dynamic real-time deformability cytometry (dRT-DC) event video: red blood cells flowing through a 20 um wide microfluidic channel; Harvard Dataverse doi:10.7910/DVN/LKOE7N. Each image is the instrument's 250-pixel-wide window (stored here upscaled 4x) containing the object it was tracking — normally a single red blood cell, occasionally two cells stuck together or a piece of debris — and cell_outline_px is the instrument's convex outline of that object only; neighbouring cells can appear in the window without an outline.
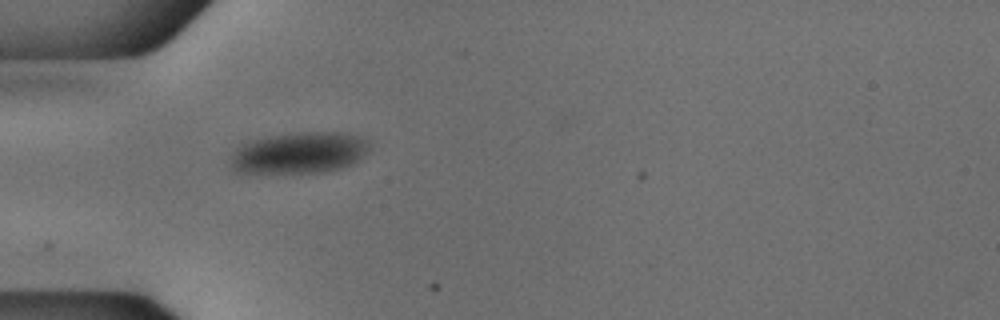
{"species": "common noctule bat (a hibernating species)", "species_latin": "Nyctalus noctula", "temperature_condition": "cold", "stored_images_in_passage": 31, "camera_frame_rate_fps": 3000, "um_per_image_px": 0.085, "animal": {"sex": "male", "body_mass_g": 18.8}, "frame": {"image": 1, "passage_image": 1, "time_ms": 0.0, "image_size_px": [1000, 320], "cell_outline_px": [[368, 148], [352, 164], [340, 168], [324, 172], [232, 172], [232, 156], [236, 148], [244, 144], [256, 140], [272, 136], [300, 132], [344, 132], [360, 136], [368, 140]], "centroid_in_image_um": [25.46, 12.98], "position_along_channel_um": 59.5, "area_um2": 32.77}}
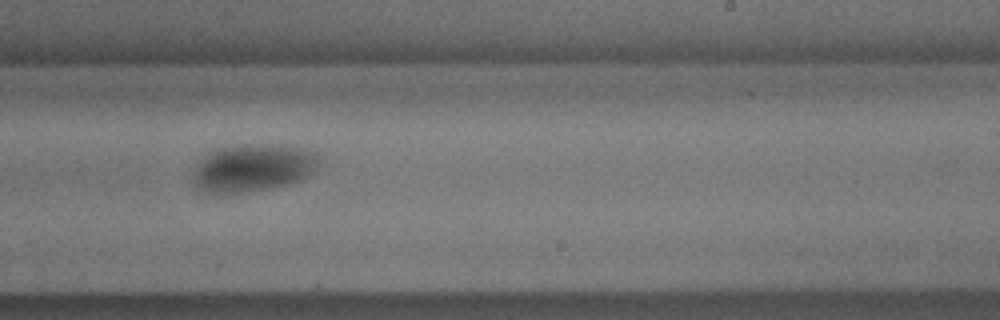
{"frame": {"image": 2, "passage_image": 18, "time_ms": 5.667, "image_size_px": [1000, 320], "cell_outline_px": [[320, 160], [316, 168], [300, 180], [284, 184], [264, 188], [240, 192], [208, 192], [200, 188], [196, 184], [196, 168], [200, 160], [208, 152], [220, 148], [244, 144], [280, 144], [300, 148], [316, 152]], "centroid_in_image_um": [21.55, 14.21], "position_along_channel_um": 267.5, "area_um2": 33.99}}
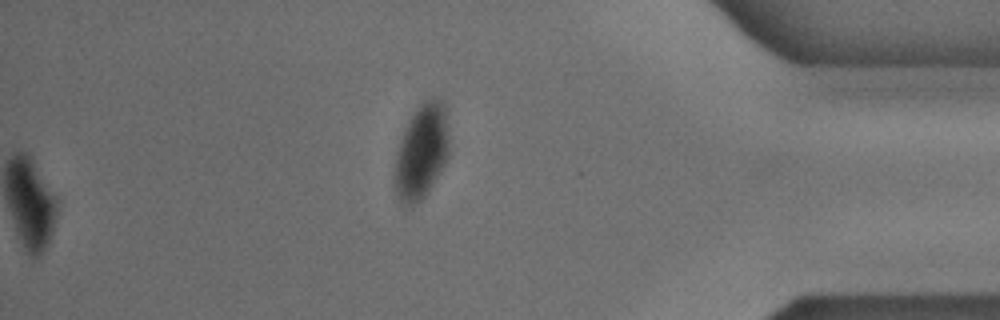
{"frame": {"image": 3, "passage_image": 31, "time_ms": 10.0, "image_size_px": [1000, 320], "cell_outline_px": [[448, 156], [444, 164], [428, 192], [412, 208], [408, 208], [396, 196], [392, 180], [396, 156], [400, 140], [404, 128], [412, 112], [424, 100], [432, 96], [444, 100], [448, 136]], "centroid_in_image_um": [35.79, 12.89], "position_along_channel_um": 399.4, "area_um2": 30.58}}